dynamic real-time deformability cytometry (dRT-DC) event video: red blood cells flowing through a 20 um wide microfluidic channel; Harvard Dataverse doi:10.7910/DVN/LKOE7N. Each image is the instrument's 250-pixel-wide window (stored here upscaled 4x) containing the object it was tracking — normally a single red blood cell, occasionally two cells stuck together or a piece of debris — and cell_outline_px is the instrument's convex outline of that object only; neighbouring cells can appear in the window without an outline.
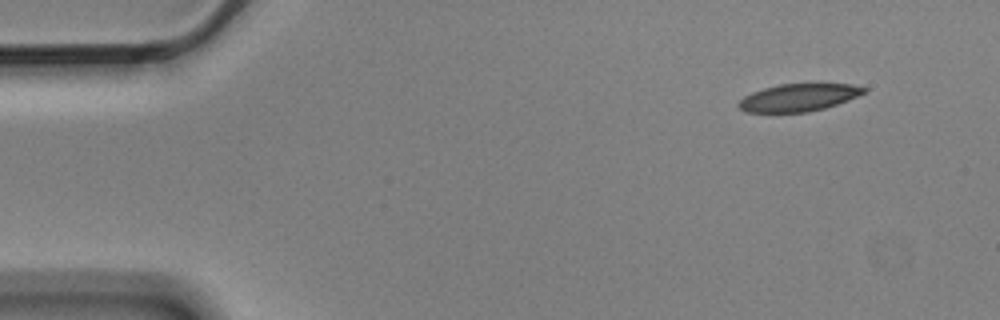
{"species": "Egyptian fruit bat (a non-hibernating species)", "species_latin": "Rousettus aegyptiacus", "temperature_condition": "cold", "stored_images_in_passage": 4, "camera_frame_rate_fps": 3000, "um_per_image_px": 0.085, "animal": {"sex": "male"}, "frame": {"image": 1, "passage_image": 1, "time_ms": 0.0, "image_size_px": [1000, 320], "cell_outline_px": [[868, 92], [848, 100], [824, 108], [808, 112], [748, 112], [740, 108], [736, 104], [744, 96], [752, 92], [764, 88], [780, 84], [852, 84], [868, 88]], "centroid_in_image_um": [67.91, 8.28], "position_along_channel_um": 17.1, "area_um2": 20.0}}
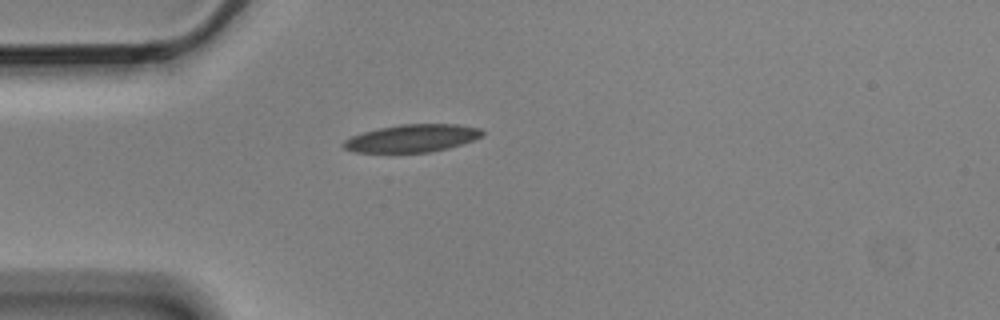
{"frame": {"image": 2, "passage_image": 4, "time_ms": 1.0, "image_size_px": [1000, 320], "cell_outline_px": [[484, 136], [448, 148], [432, 152], [356, 152], [344, 148], [340, 144], [344, 140], [352, 136], [364, 132], [380, 128], [400, 124], [456, 124], [480, 128], [484, 132]], "centroid_in_image_um": [35.04, 11.75], "position_along_channel_um": 50.0, "area_um2": 22.25}}